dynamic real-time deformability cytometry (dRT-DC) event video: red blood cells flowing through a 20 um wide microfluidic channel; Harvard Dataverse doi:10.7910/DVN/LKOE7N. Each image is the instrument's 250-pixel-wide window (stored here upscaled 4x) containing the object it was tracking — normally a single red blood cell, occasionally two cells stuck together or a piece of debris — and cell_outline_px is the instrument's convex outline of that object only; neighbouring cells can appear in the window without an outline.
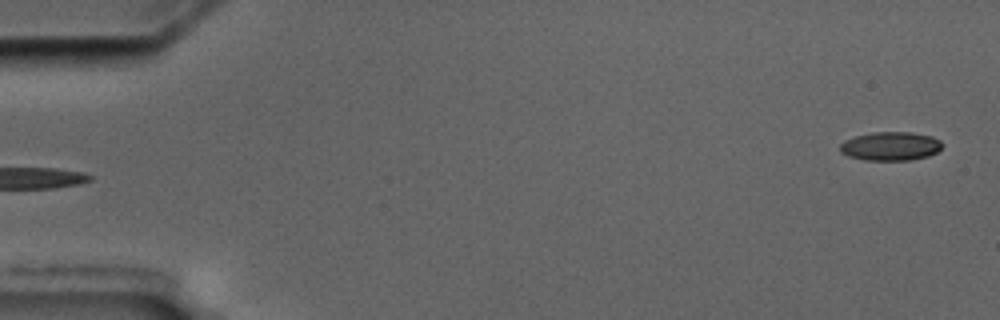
{"species": "common noctule bat (a hibernating species)", "species_latin": "Nyctalus noctula", "temperature_condition": "cold", "stored_images_in_passage": 5, "segment_of_instrument_passage": [2, 2], "camera_frame_rate_fps": 3000, "um_per_image_px": 0.085, "animal": {"sex": "male", "body_mass_g": 17.5, "forearm_length_mm": 52.3}, "frame": {"image": 1, "passage_image": 5, "time_ms": 6.0, "image_size_px": [1000, 320], "cell_outline_px": [[944, 144], [936, 152], [928, 156], [912, 160], [864, 160], [848, 156], [840, 152], [840, 144], [844, 140], [856, 136], [872, 132], [912, 132], [932, 136], [940, 140]], "centroid_in_image_um": [75.7, 12.42], "position_along_channel_um": 9.3, "area_um2": 17.22}}